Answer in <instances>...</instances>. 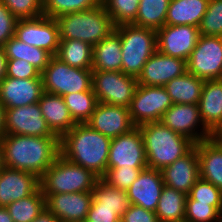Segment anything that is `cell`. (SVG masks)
Here are the masks:
<instances>
[{"mask_svg": "<svg viewBox=\"0 0 222 222\" xmlns=\"http://www.w3.org/2000/svg\"><path fill=\"white\" fill-rule=\"evenodd\" d=\"M5 167L34 173L40 178L60 154L58 136L4 134L0 139Z\"/></svg>", "mask_w": 222, "mask_h": 222, "instance_id": "obj_1", "label": "cell"}, {"mask_svg": "<svg viewBox=\"0 0 222 222\" xmlns=\"http://www.w3.org/2000/svg\"><path fill=\"white\" fill-rule=\"evenodd\" d=\"M110 142L111 138L88 124L78 123L60 138V154L102 178L107 172Z\"/></svg>", "mask_w": 222, "mask_h": 222, "instance_id": "obj_2", "label": "cell"}, {"mask_svg": "<svg viewBox=\"0 0 222 222\" xmlns=\"http://www.w3.org/2000/svg\"><path fill=\"white\" fill-rule=\"evenodd\" d=\"M139 128L149 168L162 170L194 147L190 139L172 131L161 122L144 123L139 125Z\"/></svg>", "mask_w": 222, "mask_h": 222, "instance_id": "obj_3", "label": "cell"}, {"mask_svg": "<svg viewBox=\"0 0 222 222\" xmlns=\"http://www.w3.org/2000/svg\"><path fill=\"white\" fill-rule=\"evenodd\" d=\"M60 39H77L92 46L115 31L116 26L104 4L56 18Z\"/></svg>", "mask_w": 222, "mask_h": 222, "instance_id": "obj_4", "label": "cell"}, {"mask_svg": "<svg viewBox=\"0 0 222 222\" xmlns=\"http://www.w3.org/2000/svg\"><path fill=\"white\" fill-rule=\"evenodd\" d=\"M99 177L59 154L54 163L39 178L43 195L91 192Z\"/></svg>", "mask_w": 222, "mask_h": 222, "instance_id": "obj_5", "label": "cell"}, {"mask_svg": "<svg viewBox=\"0 0 222 222\" xmlns=\"http://www.w3.org/2000/svg\"><path fill=\"white\" fill-rule=\"evenodd\" d=\"M120 35L122 72L137 78L147 60L157 51V32L133 24L116 26Z\"/></svg>", "mask_w": 222, "mask_h": 222, "instance_id": "obj_6", "label": "cell"}, {"mask_svg": "<svg viewBox=\"0 0 222 222\" xmlns=\"http://www.w3.org/2000/svg\"><path fill=\"white\" fill-rule=\"evenodd\" d=\"M43 91L64 96L70 93L93 91L92 69L71 67L52 56L41 72Z\"/></svg>", "mask_w": 222, "mask_h": 222, "instance_id": "obj_7", "label": "cell"}, {"mask_svg": "<svg viewBox=\"0 0 222 222\" xmlns=\"http://www.w3.org/2000/svg\"><path fill=\"white\" fill-rule=\"evenodd\" d=\"M137 86V78L122 71L92 70V89L100 103L129 108Z\"/></svg>", "mask_w": 222, "mask_h": 222, "instance_id": "obj_8", "label": "cell"}, {"mask_svg": "<svg viewBox=\"0 0 222 222\" xmlns=\"http://www.w3.org/2000/svg\"><path fill=\"white\" fill-rule=\"evenodd\" d=\"M173 105L164 86H137L129 113L135 126L148 122H160L165 111Z\"/></svg>", "mask_w": 222, "mask_h": 222, "instance_id": "obj_9", "label": "cell"}, {"mask_svg": "<svg viewBox=\"0 0 222 222\" xmlns=\"http://www.w3.org/2000/svg\"><path fill=\"white\" fill-rule=\"evenodd\" d=\"M187 71L204 81L222 79V37L200 35L187 61Z\"/></svg>", "mask_w": 222, "mask_h": 222, "instance_id": "obj_10", "label": "cell"}, {"mask_svg": "<svg viewBox=\"0 0 222 222\" xmlns=\"http://www.w3.org/2000/svg\"><path fill=\"white\" fill-rule=\"evenodd\" d=\"M147 168V157L139 126L112 138L109 147L107 170L116 167Z\"/></svg>", "mask_w": 222, "mask_h": 222, "instance_id": "obj_11", "label": "cell"}, {"mask_svg": "<svg viewBox=\"0 0 222 222\" xmlns=\"http://www.w3.org/2000/svg\"><path fill=\"white\" fill-rule=\"evenodd\" d=\"M14 36L26 44L46 50L52 56L56 55L60 42L56 19L46 15L18 19Z\"/></svg>", "mask_w": 222, "mask_h": 222, "instance_id": "obj_12", "label": "cell"}, {"mask_svg": "<svg viewBox=\"0 0 222 222\" xmlns=\"http://www.w3.org/2000/svg\"><path fill=\"white\" fill-rule=\"evenodd\" d=\"M160 122L194 144L212 137L201 120L198 104H173L162 115Z\"/></svg>", "mask_w": 222, "mask_h": 222, "instance_id": "obj_13", "label": "cell"}, {"mask_svg": "<svg viewBox=\"0 0 222 222\" xmlns=\"http://www.w3.org/2000/svg\"><path fill=\"white\" fill-rule=\"evenodd\" d=\"M157 50L165 55L188 61L200 32L191 25H164L157 31Z\"/></svg>", "mask_w": 222, "mask_h": 222, "instance_id": "obj_14", "label": "cell"}, {"mask_svg": "<svg viewBox=\"0 0 222 222\" xmlns=\"http://www.w3.org/2000/svg\"><path fill=\"white\" fill-rule=\"evenodd\" d=\"M5 134L57 136L48 127L39 103L6 109Z\"/></svg>", "mask_w": 222, "mask_h": 222, "instance_id": "obj_15", "label": "cell"}, {"mask_svg": "<svg viewBox=\"0 0 222 222\" xmlns=\"http://www.w3.org/2000/svg\"><path fill=\"white\" fill-rule=\"evenodd\" d=\"M186 72L187 61L162 54L157 50L144 64L137 82L139 85L164 86Z\"/></svg>", "mask_w": 222, "mask_h": 222, "instance_id": "obj_16", "label": "cell"}, {"mask_svg": "<svg viewBox=\"0 0 222 222\" xmlns=\"http://www.w3.org/2000/svg\"><path fill=\"white\" fill-rule=\"evenodd\" d=\"M45 196L46 208L52 212L60 222H81L87 218L93 193L75 192L60 193Z\"/></svg>", "mask_w": 222, "mask_h": 222, "instance_id": "obj_17", "label": "cell"}, {"mask_svg": "<svg viewBox=\"0 0 222 222\" xmlns=\"http://www.w3.org/2000/svg\"><path fill=\"white\" fill-rule=\"evenodd\" d=\"M86 124L111 139L129 132L135 127L131 121L129 108L100 102Z\"/></svg>", "mask_w": 222, "mask_h": 222, "instance_id": "obj_18", "label": "cell"}, {"mask_svg": "<svg viewBox=\"0 0 222 222\" xmlns=\"http://www.w3.org/2000/svg\"><path fill=\"white\" fill-rule=\"evenodd\" d=\"M43 92L42 78L6 76L0 81V102L6 109L38 103Z\"/></svg>", "mask_w": 222, "mask_h": 222, "instance_id": "obj_19", "label": "cell"}, {"mask_svg": "<svg viewBox=\"0 0 222 222\" xmlns=\"http://www.w3.org/2000/svg\"><path fill=\"white\" fill-rule=\"evenodd\" d=\"M39 187L34 173L4 166L0 171V207L32 195Z\"/></svg>", "mask_w": 222, "mask_h": 222, "instance_id": "obj_20", "label": "cell"}, {"mask_svg": "<svg viewBox=\"0 0 222 222\" xmlns=\"http://www.w3.org/2000/svg\"><path fill=\"white\" fill-rule=\"evenodd\" d=\"M164 185L161 170L147 167L126 192L131 204L155 212Z\"/></svg>", "mask_w": 222, "mask_h": 222, "instance_id": "obj_21", "label": "cell"}, {"mask_svg": "<svg viewBox=\"0 0 222 222\" xmlns=\"http://www.w3.org/2000/svg\"><path fill=\"white\" fill-rule=\"evenodd\" d=\"M166 186L189 194L192 186L200 178L197 148L194 146L182 158L161 170Z\"/></svg>", "mask_w": 222, "mask_h": 222, "instance_id": "obj_22", "label": "cell"}, {"mask_svg": "<svg viewBox=\"0 0 222 222\" xmlns=\"http://www.w3.org/2000/svg\"><path fill=\"white\" fill-rule=\"evenodd\" d=\"M38 103L48 127L59 138L77 124L62 96L43 92Z\"/></svg>", "mask_w": 222, "mask_h": 222, "instance_id": "obj_23", "label": "cell"}, {"mask_svg": "<svg viewBox=\"0 0 222 222\" xmlns=\"http://www.w3.org/2000/svg\"><path fill=\"white\" fill-rule=\"evenodd\" d=\"M198 107L204 126L214 133L222 125V79L204 82Z\"/></svg>", "mask_w": 222, "mask_h": 222, "instance_id": "obj_24", "label": "cell"}, {"mask_svg": "<svg viewBox=\"0 0 222 222\" xmlns=\"http://www.w3.org/2000/svg\"><path fill=\"white\" fill-rule=\"evenodd\" d=\"M194 146L197 148L200 178L222 191V145L211 137Z\"/></svg>", "mask_w": 222, "mask_h": 222, "instance_id": "obj_25", "label": "cell"}, {"mask_svg": "<svg viewBox=\"0 0 222 222\" xmlns=\"http://www.w3.org/2000/svg\"><path fill=\"white\" fill-rule=\"evenodd\" d=\"M92 70L122 71L121 40L116 30L93 46Z\"/></svg>", "mask_w": 222, "mask_h": 222, "instance_id": "obj_26", "label": "cell"}, {"mask_svg": "<svg viewBox=\"0 0 222 222\" xmlns=\"http://www.w3.org/2000/svg\"><path fill=\"white\" fill-rule=\"evenodd\" d=\"M208 3L209 0H170L165 24L199 28Z\"/></svg>", "mask_w": 222, "mask_h": 222, "instance_id": "obj_27", "label": "cell"}, {"mask_svg": "<svg viewBox=\"0 0 222 222\" xmlns=\"http://www.w3.org/2000/svg\"><path fill=\"white\" fill-rule=\"evenodd\" d=\"M204 80L188 71L164 85L173 104H198Z\"/></svg>", "mask_w": 222, "mask_h": 222, "instance_id": "obj_28", "label": "cell"}, {"mask_svg": "<svg viewBox=\"0 0 222 222\" xmlns=\"http://www.w3.org/2000/svg\"><path fill=\"white\" fill-rule=\"evenodd\" d=\"M55 57L71 67L92 69L93 46L77 39H60Z\"/></svg>", "mask_w": 222, "mask_h": 222, "instance_id": "obj_29", "label": "cell"}, {"mask_svg": "<svg viewBox=\"0 0 222 222\" xmlns=\"http://www.w3.org/2000/svg\"><path fill=\"white\" fill-rule=\"evenodd\" d=\"M187 194L164 185L155 214L159 222H184Z\"/></svg>", "mask_w": 222, "mask_h": 222, "instance_id": "obj_30", "label": "cell"}, {"mask_svg": "<svg viewBox=\"0 0 222 222\" xmlns=\"http://www.w3.org/2000/svg\"><path fill=\"white\" fill-rule=\"evenodd\" d=\"M7 59H23L31 63L40 72L48 65L52 55L46 50L24 43L15 36L2 46Z\"/></svg>", "mask_w": 222, "mask_h": 222, "instance_id": "obj_31", "label": "cell"}, {"mask_svg": "<svg viewBox=\"0 0 222 222\" xmlns=\"http://www.w3.org/2000/svg\"><path fill=\"white\" fill-rule=\"evenodd\" d=\"M92 193L93 201L97 203L100 208L116 209L120 217L131 206L130 199L125 190L109 185L102 178L97 180Z\"/></svg>", "mask_w": 222, "mask_h": 222, "instance_id": "obj_32", "label": "cell"}, {"mask_svg": "<svg viewBox=\"0 0 222 222\" xmlns=\"http://www.w3.org/2000/svg\"><path fill=\"white\" fill-rule=\"evenodd\" d=\"M170 0H140L133 25L158 30L165 25Z\"/></svg>", "mask_w": 222, "mask_h": 222, "instance_id": "obj_33", "label": "cell"}, {"mask_svg": "<svg viewBox=\"0 0 222 222\" xmlns=\"http://www.w3.org/2000/svg\"><path fill=\"white\" fill-rule=\"evenodd\" d=\"M45 207V196L39 187L32 195L11 202L6 208L14 222H32Z\"/></svg>", "mask_w": 222, "mask_h": 222, "instance_id": "obj_34", "label": "cell"}, {"mask_svg": "<svg viewBox=\"0 0 222 222\" xmlns=\"http://www.w3.org/2000/svg\"><path fill=\"white\" fill-rule=\"evenodd\" d=\"M62 97L77 124L86 123L98 104L97 97L93 91L75 92Z\"/></svg>", "mask_w": 222, "mask_h": 222, "instance_id": "obj_35", "label": "cell"}, {"mask_svg": "<svg viewBox=\"0 0 222 222\" xmlns=\"http://www.w3.org/2000/svg\"><path fill=\"white\" fill-rule=\"evenodd\" d=\"M102 0H43V15L58 18L61 15L97 7Z\"/></svg>", "mask_w": 222, "mask_h": 222, "instance_id": "obj_36", "label": "cell"}, {"mask_svg": "<svg viewBox=\"0 0 222 222\" xmlns=\"http://www.w3.org/2000/svg\"><path fill=\"white\" fill-rule=\"evenodd\" d=\"M140 0H102L107 13L112 18L114 25L133 24L139 7Z\"/></svg>", "mask_w": 222, "mask_h": 222, "instance_id": "obj_37", "label": "cell"}, {"mask_svg": "<svg viewBox=\"0 0 222 222\" xmlns=\"http://www.w3.org/2000/svg\"><path fill=\"white\" fill-rule=\"evenodd\" d=\"M188 196L199 203L212 205L222 213V191L212 183L199 178Z\"/></svg>", "mask_w": 222, "mask_h": 222, "instance_id": "obj_38", "label": "cell"}, {"mask_svg": "<svg viewBox=\"0 0 222 222\" xmlns=\"http://www.w3.org/2000/svg\"><path fill=\"white\" fill-rule=\"evenodd\" d=\"M199 32L202 36L222 37V0H209Z\"/></svg>", "mask_w": 222, "mask_h": 222, "instance_id": "obj_39", "label": "cell"}, {"mask_svg": "<svg viewBox=\"0 0 222 222\" xmlns=\"http://www.w3.org/2000/svg\"><path fill=\"white\" fill-rule=\"evenodd\" d=\"M220 212L212 205L199 203L188 195L185 206V222H219Z\"/></svg>", "mask_w": 222, "mask_h": 222, "instance_id": "obj_40", "label": "cell"}, {"mask_svg": "<svg viewBox=\"0 0 222 222\" xmlns=\"http://www.w3.org/2000/svg\"><path fill=\"white\" fill-rule=\"evenodd\" d=\"M143 169L145 168H123V166L111 168L107 170L102 179L109 185L126 191Z\"/></svg>", "mask_w": 222, "mask_h": 222, "instance_id": "obj_41", "label": "cell"}, {"mask_svg": "<svg viewBox=\"0 0 222 222\" xmlns=\"http://www.w3.org/2000/svg\"><path fill=\"white\" fill-rule=\"evenodd\" d=\"M18 19L43 15V0H1Z\"/></svg>", "mask_w": 222, "mask_h": 222, "instance_id": "obj_42", "label": "cell"}, {"mask_svg": "<svg viewBox=\"0 0 222 222\" xmlns=\"http://www.w3.org/2000/svg\"><path fill=\"white\" fill-rule=\"evenodd\" d=\"M6 76L12 78H42L41 72L23 59H7Z\"/></svg>", "mask_w": 222, "mask_h": 222, "instance_id": "obj_43", "label": "cell"}, {"mask_svg": "<svg viewBox=\"0 0 222 222\" xmlns=\"http://www.w3.org/2000/svg\"><path fill=\"white\" fill-rule=\"evenodd\" d=\"M16 18L8 7L0 0V46H3L15 35Z\"/></svg>", "mask_w": 222, "mask_h": 222, "instance_id": "obj_44", "label": "cell"}, {"mask_svg": "<svg viewBox=\"0 0 222 222\" xmlns=\"http://www.w3.org/2000/svg\"><path fill=\"white\" fill-rule=\"evenodd\" d=\"M124 222H159L155 212L143 207L131 204V206L121 216Z\"/></svg>", "mask_w": 222, "mask_h": 222, "instance_id": "obj_45", "label": "cell"}, {"mask_svg": "<svg viewBox=\"0 0 222 222\" xmlns=\"http://www.w3.org/2000/svg\"><path fill=\"white\" fill-rule=\"evenodd\" d=\"M121 217L116 209L100 208L93 200L88 211L87 219L92 222H116Z\"/></svg>", "mask_w": 222, "mask_h": 222, "instance_id": "obj_46", "label": "cell"}, {"mask_svg": "<svg viewBox=\"0 0 222 222\" xmlns=\"http://www.w3.org/2000/svg\"><path fill=\"white\" fill-rule=\"evenodd\" d=\"M32 222H60V220L45 207Z\"/></svg>", "mask_w": 222, "mask_h": 222, "instance_id": "obj_47", "label": "cell"}, {"mask_svg": "<svg viewBox=\"0 0 222 222\" xmlns=\"http://www.w3.org/2000/svg\"><path fill=\"white\" fill-rule=\"evenodd\" d=\"M6 67H7V57L5 55V52L2 48L0 47V81L6 77Z\"/></svg>", "mask_w": 222, "mask_h": 222, "instance_id": "obj_48", "label": "cell"}, {"mask_svg": "<svg viewBox=\"0 0 222 222\" xmlns=\"http://www.w3.org/2000/svg\"><path fill=\"white\" fill-rule=\"evenodd\" d=\"M5 112H6V108L0 102V139L5 134Z\"/></svg>", "mask_w": 222, "mask_h": 222, "instance_id": "obj_49", "label": "cell"}, {"mask_svg": "<svg viewBox=\"0 0 222 222\" xmlns=\"http://www.w3.org/2000/svg\"><path fill=\"white\" fill-rule=\"evenodd\" d=\"M0 222H14L6 207H0Z\"/></svg>", "mask_w": 222, "mask_h": 222, "instance_id": "obj_50", "label": "cell"}, {"mask_svg": "<svg viewBox=\"0 0 222 222\" xmlns=\"http://www.w3.org/2000/svg\"><path fill=\"white\" fill-rule=\"evenodd\" d=\"M212 137L220 144L222 145V125L212 133Z\"/></svg>", "mask_w": 222, "mask_h": 222, "instance_id": "obj_51", "label": "cell"}, {"mask_svg": "<svg viewBox=\"0 0 222 222\" xmlns=\"http://www.w3.org/2000/svg\"><path fill=\"white\" fill-rule=\"evenodd\" d=\"M4 168V162H3V149L0 144V171Z\"/></svg>", "mask_w": 222, "mask_h": 222, "instance_id": "obj_52", "label": "cell"}, {"mask_svg": "<svg viewBox=\"0 0 222 222\" xmlns=\"http://www.w3.org/2000/svg\"><path fill=\"white\" fill-rule=\"evenodd\" d=\"M81 222H92V221H90V220H88V219L86 218V219H84V220L81 221Z\"/></svg>", "mask_w": 222, "mask_h": 222, "instance_id": "obj_53", "label": "cell"}, {"mask_svg": "<svg viewBox=\"0 0 222 222\" xmlns=\"http://www.w3.org/2000/svg\"><path fill=\"white\" fill-rule=\"evenodd\" d=\"M219 222H222V213L220 214V220H219Z\"/></svg>", "mask_w": 222, "mask_h": 222, "instance_id": "obj_54", "label": "cell"}, {"mask_svg": "<svg viewBox=\"0 0 222 222\" xmlns=\"http://www.w3.org/2000/svg\"><path fill=\"white\" fill-rule=\"evenodd\" d=\"M116 222H124V221L120 218Z\"/></svg>", "mask_w": 222, "mask_h": 222, "instance_id": "obj_55", "label": "cell"}]
</instances>
